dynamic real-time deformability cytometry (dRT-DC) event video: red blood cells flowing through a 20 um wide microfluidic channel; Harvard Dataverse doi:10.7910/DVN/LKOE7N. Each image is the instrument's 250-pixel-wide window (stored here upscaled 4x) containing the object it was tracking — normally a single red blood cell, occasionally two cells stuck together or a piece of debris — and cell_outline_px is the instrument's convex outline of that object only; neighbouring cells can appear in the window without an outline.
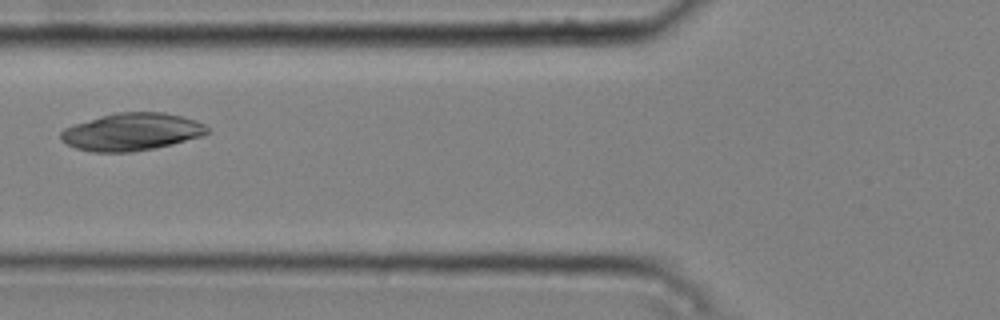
{"species": "common noctule bat (a hibernating species)", "species_latin": "Nyctalus noctula", "temperature_condition": "cold", "stored_images_in_passage": 7, "camera_frame_rate_fps": 3000, "um_per_image_px": 0.085, "animal": {"sex": "male", "body_mass_g": 20.4}, "frame": {"image": 1, "passage_image": 6, "time_ms": 1.667, "image_size_px": [1000, 320], "cell_outline_px": [[208, 132], [204, 136], [172, 144], [132, 152], [92, 152], [76, 148], [60, 140], [60, 132], [64, 128], [76, 124], [116, 112], [164, 112], [196, 120], [204, 124], [208, 128]], "centroid_in_image_um": [11.21, 11.21], "position_along_channel_um": 114.6, "area_um2": 31.79}}
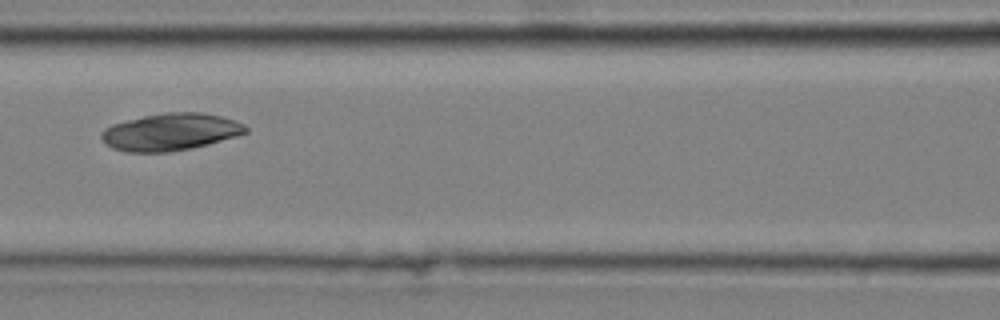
{"frame": {"image": 2, "passage_image": 7, "time_ms": 2.0, "image_size_px": [1000, 320], "cell_outline_px": [[248, 132], [236, 136], [208, 144], [192, 148], [168, 152], [124, 152], [112, 148], [100, 136], [100, 132], [104, 128], [112, 124], [144, 116], [164, 112], [200, 112], [220, 116], [244, 124], [248, 128]], "centroid_in_image_um": [14.48, 11.22], "position_along_channel_um": 152.1, "area_um2": 31.15}}